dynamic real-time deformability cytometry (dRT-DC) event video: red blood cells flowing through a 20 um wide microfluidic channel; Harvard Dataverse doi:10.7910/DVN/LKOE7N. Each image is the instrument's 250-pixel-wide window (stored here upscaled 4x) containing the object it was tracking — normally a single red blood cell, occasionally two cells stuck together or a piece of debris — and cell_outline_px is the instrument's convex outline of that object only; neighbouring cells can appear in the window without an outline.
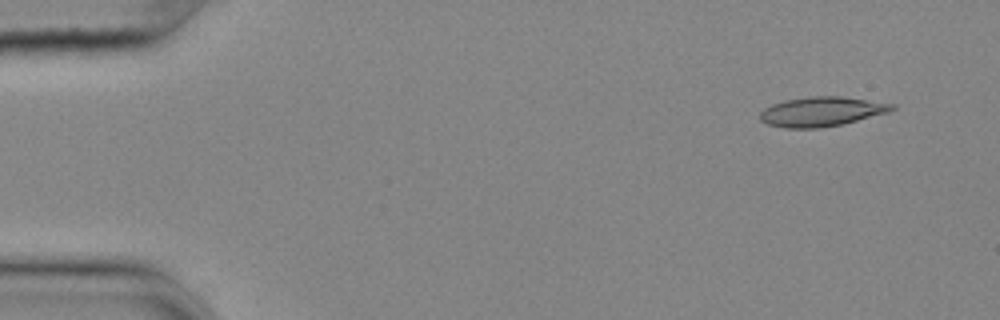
{"species": "common noctule bat (a hibernating species)", "species_latin": "Nyctalus noctula", "temperature_condition": "cold", "stored_images_in_passage": 52, "camera_frame_rate_fps": 3000, "um_per_image_px": 0.085, "animal": {"sex": "female", "body_mass_g": 25.1}, "frame": {"image": 1, "passage_image": 1, "time_ms": 0.0, "image_size_px": [1000, 320], "cell_outline_px": [[896, 108], [888, 112], [844, 124], [820, 128], [784, 128], [768, 124], [760, 120], [760, 112], [764, 108], [772, 104], [784, 100], [812, 96], [840, 96], [896, 104]], "centroid_in_image_um": [69.83, 9.49], "position_along_channel_um": 15.2, "area_um2": 22.77}}
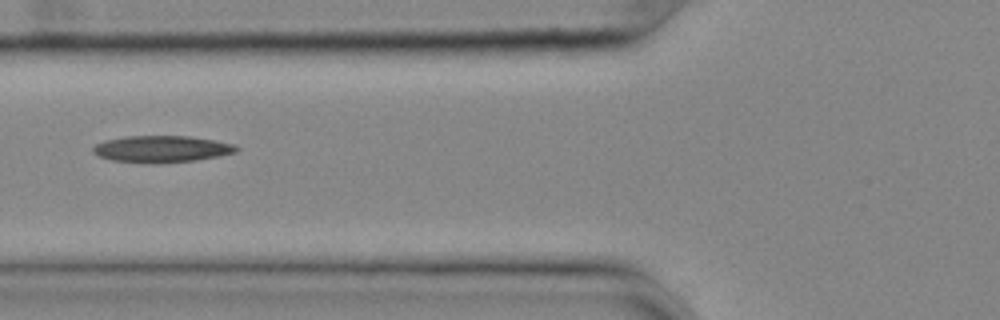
{"frame": {"image": 2, "passage_image": 18, "time_ms": 5.667, "image_size_px": [1000, 320], "cell_outline_px": [[240, 148], [236, 152], [220, 156], [196, 160], [160, 164], [152, 164], [112, 160], [100, 156], [92, 152], [92, 148], [96, 144], [104, 140], [124, 136], [188, 136], [212, 140], [232, 144]], "centroid_in_image_um": [13.72, 12.67], "position_along_channel_um": 112.1, "area_um2": 22.43}}
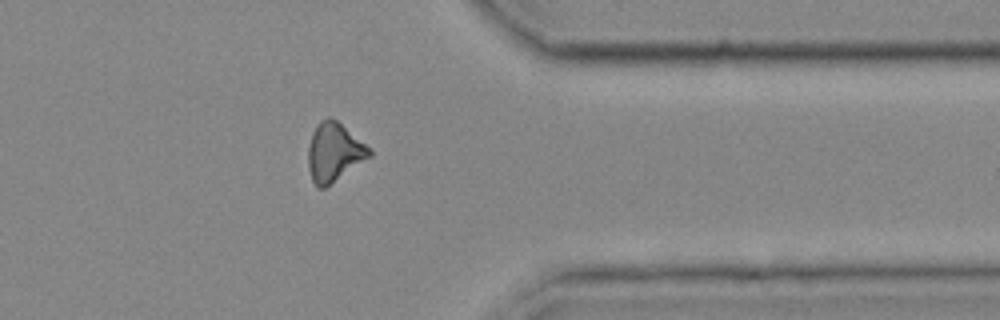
{"frame": {"image": 3, "passage_image": 41, "time_ms": 13.333, "image_size_px": [1000, 320], "cell_outline_px": [[372, 156], [324, 188], [316, 188], [312, 180], [308, 168], [308, 148], [312, 132], [320, 120], [328, 116], [336, 120], [364, 144], [372, 152]], "centroid_in_image_um": [28.36, 12.96], "position_along_channel_um": 383.0, "area_um2": 20.63}}